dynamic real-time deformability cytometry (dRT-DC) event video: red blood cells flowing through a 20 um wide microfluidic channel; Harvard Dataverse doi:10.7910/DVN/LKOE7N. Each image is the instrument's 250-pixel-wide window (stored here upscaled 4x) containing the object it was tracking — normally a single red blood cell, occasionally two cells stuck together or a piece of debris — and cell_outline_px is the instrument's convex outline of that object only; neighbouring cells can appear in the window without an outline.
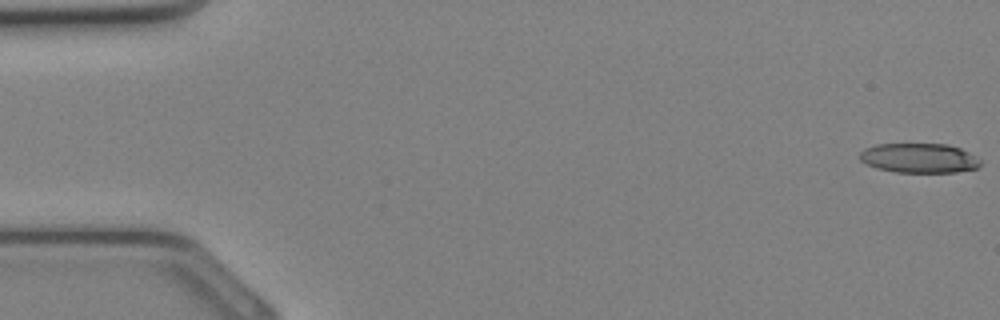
{"species": "Egyptian fruit bat (a non-hibernating species)", "species_latin": "Rousettus aegyptiacus", "temperature_condition": "cold", "stored_images_in_passage": 35, "segment_of_instrument_passage": [1, 2], "camera_frame_rate_fps": 3000, "um_per_image_px": 0.085, "animal": {"sex": "female"}, "frame": {"image": 1, "passage_image": 1, "time_ms": 0.0, "image_size_px": [1000, 320], "cell_outline_px": [[980, 164], [976, 168], [956, 172], [896, 172], [876, 168], [860, 160], [860, 152], [864, 148], [876, 144], [948, 144], [960, 148], [968, 152], [980, 160]], "centroid_in_image_um": [78.1, 13.43], "position_along_channel_um": 6.9, "area_um2": 20.69}}
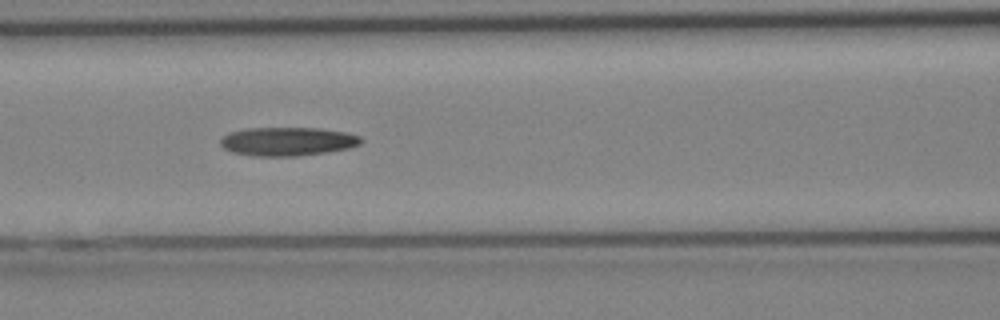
{"frame": {"image": 2, "passage_image": 15, "time_ms": 4.667, "image_size_px": [1000, 320], "cell_outline_px": [[360, 144], [348, 148], [324, 152], [296, 156], [252, 156], [232, 152], [224, 148], [220, 144], [220, 140], [228, 132], [244, 128], [320, 128], [344, 132], [360, 136]], "centroid_in_image_um": [24.38, 12.02], "position_along_channel_um": 142.2, "area_um2": 23.35}}
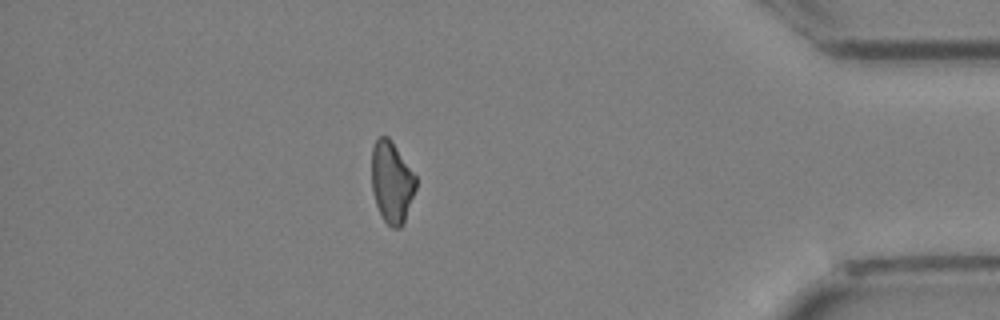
{"frame": {"image": 3, "passage_image": 30, "time_ms": 9.667, "image_size_px": [1000, 320], "cell_outline_px": [[416, 188], [404, 224], [400, 228], [392, 228], [384, 220], [376, 204], [372, 188], [372, 148], [376, 140], [380, 136], [388, 136], [416, 176]], "centroid_in_image_um": [33.3, 15.5], "position_along_channel_um": 401.9, "area_um2": 20.87}}